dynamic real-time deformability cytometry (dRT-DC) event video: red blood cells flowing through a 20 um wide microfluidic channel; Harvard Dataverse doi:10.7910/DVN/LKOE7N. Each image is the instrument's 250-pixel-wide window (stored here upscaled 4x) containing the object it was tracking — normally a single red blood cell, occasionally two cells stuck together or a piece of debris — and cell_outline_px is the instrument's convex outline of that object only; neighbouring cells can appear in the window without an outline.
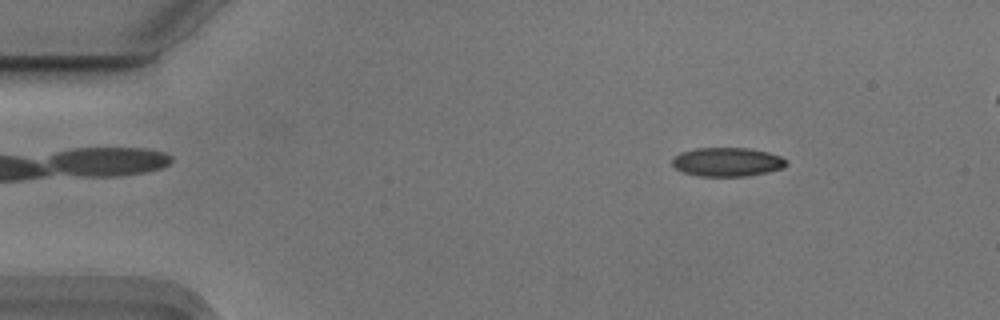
{"species": "Egyptian fruit bat (a non-hibernating species)", "species_latin": "Rousettus aegyptiacus", "temperature_condition": "cold", "stored_images_in_passage": 54, "camera_frame_rate_fps": 3000, "um_per_image_px": 0.085, "animal": {"sex": "male"}, "frame": {"image": 1, "passage_image": 7, "time_ms": 2.0, "image_size_px": [1000, 320], "cell_outline_px": [[788, 164], [784, 168], [768, 172], [748, 176], [700, 176], [684, 172], [676, 168], [672, 164], [672, 156], [680, 152], [696, 148], [748, 148], [768, 152], [780, 156], [788, 160]], "centroid_in_image_um": [61.83, 13.76], "position_along_channel_um": 23.2, "area_um2": 19.36}}
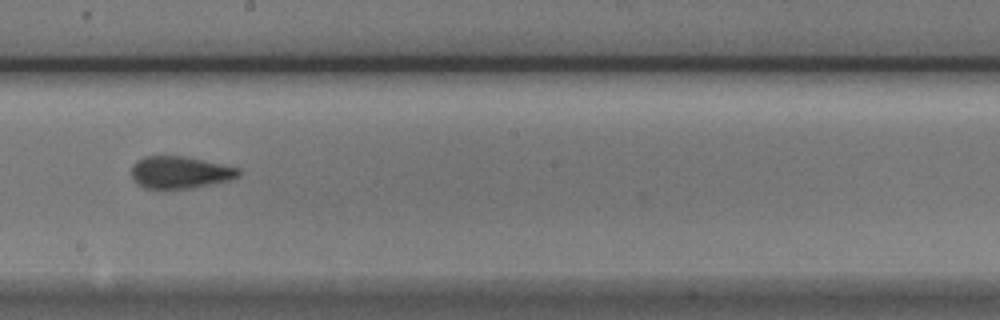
{"frame": {"image": 2, "passage_image": 30, "time_ms": 9.667, "image_size_px": [1000, 320], "cell_outline_px": [[240, 172], [236, 176], [228, 180], [192, 188], [144, 188], [136, 184], [132, 176], [132, 164], [144, 156], [184, 156], [240, 168]], "centroid_in_image_um": [15.25, 14.64], "position_along_channel_um": 232.9, "area_um2": 19.83}}
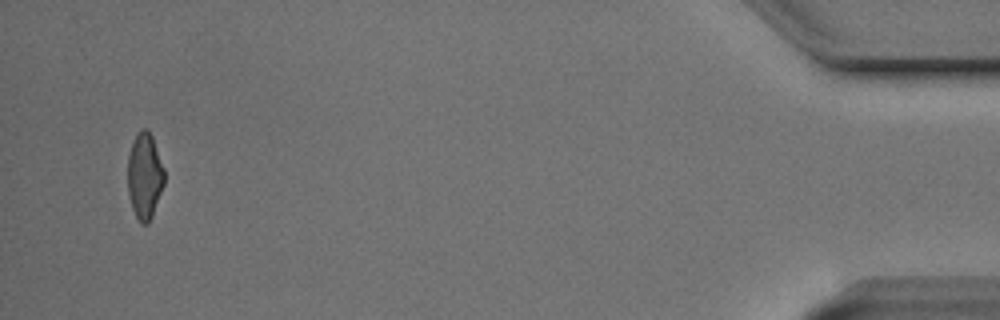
{"frame": {"image": 3, "passage_image": 52, "time_ms": 17.0, "image_size_px": [1000, 320], "cell_outline_px": [[164, 184], [152, 216], [148, 224], [144, 224], [136, 216], [132, 208], [128, 192], [128, 156], [132, 140], [136, 132], [140, 128], [148, 128], [152, 136], [164, 168]], "centroid_in_image_um": [12.29, 14.89], "position_along_channel_um": 422.9, "area_um2": 18.44}}